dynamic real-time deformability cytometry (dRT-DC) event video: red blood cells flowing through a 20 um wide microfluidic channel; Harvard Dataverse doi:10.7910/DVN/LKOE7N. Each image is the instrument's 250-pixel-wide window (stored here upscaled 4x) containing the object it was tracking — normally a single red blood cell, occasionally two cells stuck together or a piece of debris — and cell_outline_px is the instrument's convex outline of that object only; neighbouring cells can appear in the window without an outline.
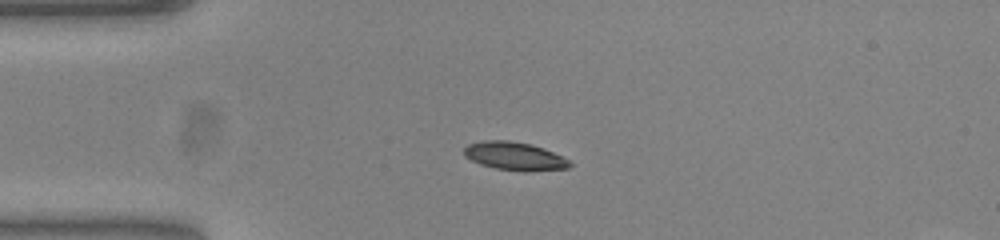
{"species": "common noctule bat (a hibernating species)", "species_latin": "Nyctalus noctula", "temperature_condition": "warm", "stored_images_in_passage": 53, "camera_frame_rate_fps": 3000, "um_per_image_px": 0.085, "animal": {"sex": "female", "body_mass_g": 23.0, "forearm_length_mm": 53.4}, "frame": {"image": 1, "passage_image": 13, "time_ms": 4.0, "image_size_px": [1000, 240], "cell_outline_px": [[572, 164], [568, 168], [524, 172], [496, 168], [480, 164], [464, 156], [464, 148], [468, 144], [484, 140], [508, 140], [532, 144], [544, 148], [568, 160]], "centroid_in_image_um": [43.72, 13.27], "position_along_channel_um": 41.3, "area_um2": 17.34}}
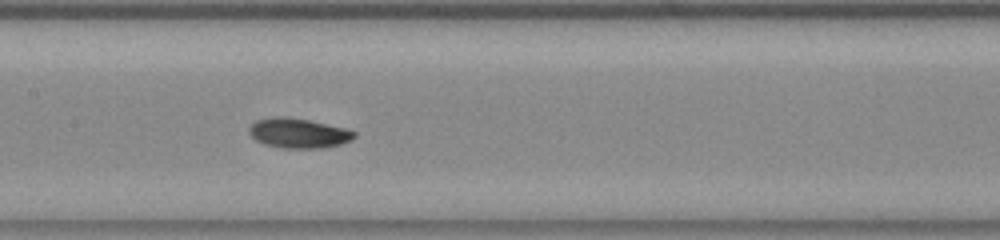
{"frame": {"image": 2, "passage_image": 26, "time_ms": 8.333, "image_size_px": [1000, 240], "cell_outline_px": [[356, 136], [352, 140], [340, 144], [324, 148], [284, 148], [264, 144], [256, 140], [248, 132], [248, 128], [256, 120], [276, 116], [308, 120], [344, 128], [356, 132]], "centroid_in_image_um": [25.36, 11.33], "position_along_channel_um": 182.0, "area_um2": 18.09}}
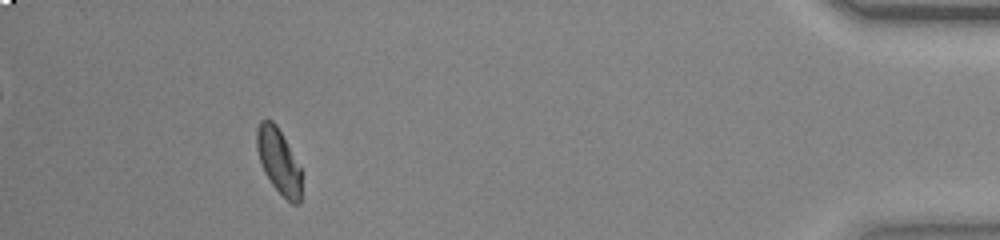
{"frame": {"image": 3, "passage_image": 49, "time_ms": 16.0, "image_size_px": [1000, 240], "cell_outline_px": [[300, 204], [292, 204], [272, 184], [264, 172], [256, 148], [256, 132], [260, 120], [272, 120], [276, 124], [300, 168]], "centroid_in_image_um": [23.65, 13.68], "position_along_channel_um": 411.5, "area_um2": 16.47}, "authors_computed_cell_mechanics": {"area_um2": 17.34, "velocity_mm_per_s": 3.824, "shape_relaxation_time_tau1_ms": 3.1879, "shape_relaxation_time_tau2_ms": 3.8509, "deformation_change_tau1": 0.1309, "deformation_change_tau2": 0.0781}}